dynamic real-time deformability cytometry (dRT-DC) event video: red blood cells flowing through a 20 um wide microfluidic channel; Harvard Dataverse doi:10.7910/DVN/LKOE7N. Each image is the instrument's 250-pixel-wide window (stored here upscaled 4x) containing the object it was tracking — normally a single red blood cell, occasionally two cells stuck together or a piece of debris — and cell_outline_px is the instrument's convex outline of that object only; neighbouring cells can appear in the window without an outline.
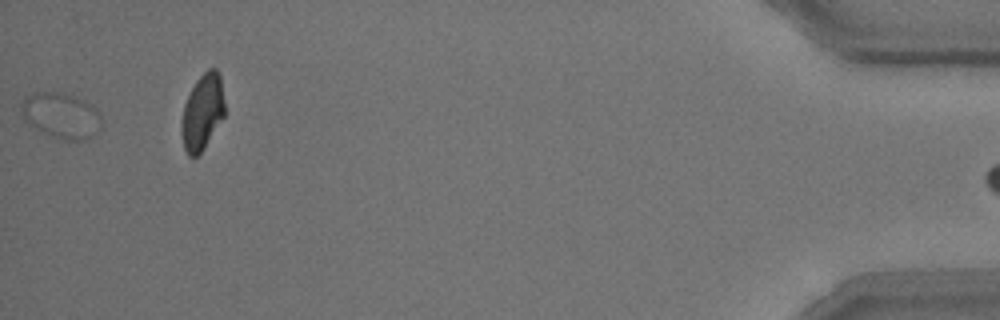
{"species": "common noctule bat (a hibernating species)", "species_latin": "Nyctalus noctula", "temperature_condition": "room temperature", "stored_images_in_passage": 59, "segment_of_instrument_passage": [2, 2], "camera_frame_rate_fps": 3000, "um_per_image_px": 0.085, "animal": {"sex": "male", "body_mass_g": 15.6}, "frame": {"image": 1, "passage_image": 58, "time_ms": 19.0, "image_size_px": [1000, 320], "cell_outline_px": [[100, 128], [92, 136], [80, 140], [72, 140], [52, 136], [36, 128], [24, 116], [20, 108], [20, 104], [28, 96], [36, 92], [60, 92], [80, 100], [96, 108], [100, 116]], "centroid_in_image_um": [5.2, 9.81], "position_along_channel_um": 430.0, "area_um2": 20.4}}